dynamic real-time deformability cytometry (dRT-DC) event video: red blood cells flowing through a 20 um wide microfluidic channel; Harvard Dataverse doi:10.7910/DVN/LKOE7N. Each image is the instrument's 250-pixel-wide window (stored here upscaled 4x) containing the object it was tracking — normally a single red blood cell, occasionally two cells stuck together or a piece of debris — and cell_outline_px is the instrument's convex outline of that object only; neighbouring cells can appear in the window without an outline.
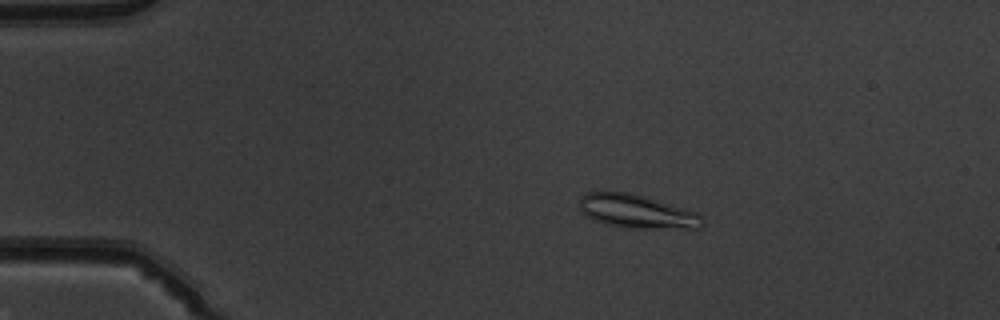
{"species": "common noctule bat (a hibernating species)", "species_latin": "Nyctalus noctula", "temperature_condition": "warm", "stored_images_in_passage": 51, "camera_frame_rate_fps": 3000, "um_per_image_px": 0.085, "animal": {"sex": "male", "body_mass_g": 19.5, "forearm_length_mm": 54.6}, "frame": {"image": 1, "passage_image": 10, "time_ms": 3.0, "image_size_px": [1000, 320], "cell_outline_px": [[704, 224], [700, 228], [636, 228], [608, 224], [596, 220], [588, 216], [580, 208], [580, 196], [588, 192], [632, 192], [696, 212], [704, 220]], "centroid_in_image_um": [54.16, 17.96], "position_along_channel_um": 30.8, "area_um2": 23.64}}
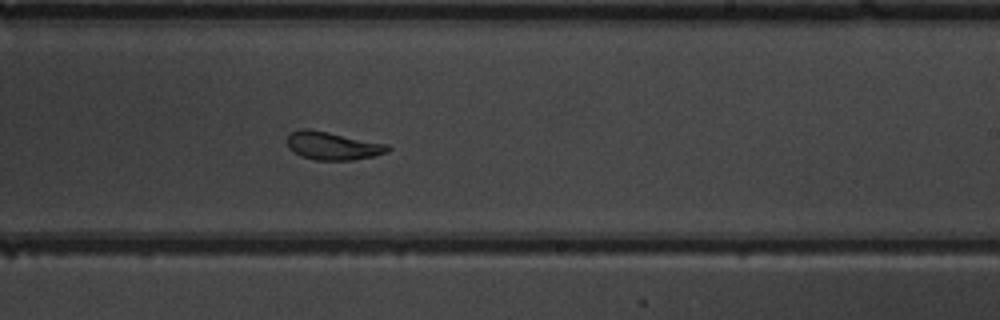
{"frame": {"image": 2, "passage_image": 32, "time_ms": 10.333, "image_size_px": [1000, 320], "cell_outline_px": [[392, 148], [388, 152], [376, 156], [352, 160], [316, 160], [300, 156], [288, 148], [288, 136], [292, 132], [300, 128], [308, 128], [388, 144]], "centroid_in_image_um": [28.3, 12.4], "position_along_channel_um": 260.7, "area_um2": 16.53}}
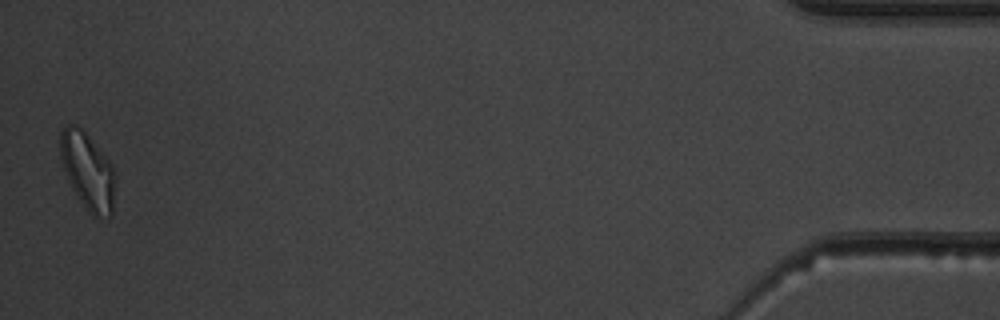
{"frame": {"image": 3, "passage_image": 51, "time_ms": 16.667, "image_size_px": [1000, 320], "cell_outline_px": [[116, 184], [112, 216], [92, 216], [76, 192], [64, 168], [60, 156], [60, 132], [68, 124], [76, 124], [84, 128], [112, 164], [116, 176]], "centroid_in_image_um": [7.5, 14.47], "position_along_channel_um": 427.7, "area_um2": 24.57}, "authors_computed_cell_mechanics": {"area_um2": 18.4382, "velocity_mm_per_s": 3.9666, "shape_relaxation_time_tau1_ms": 6.8203, "shape_relaxation_time_tau2_ms": 1.6715, "deformation_change_tau1": 0.1654, "deformation_change_tau2": 0.087}}